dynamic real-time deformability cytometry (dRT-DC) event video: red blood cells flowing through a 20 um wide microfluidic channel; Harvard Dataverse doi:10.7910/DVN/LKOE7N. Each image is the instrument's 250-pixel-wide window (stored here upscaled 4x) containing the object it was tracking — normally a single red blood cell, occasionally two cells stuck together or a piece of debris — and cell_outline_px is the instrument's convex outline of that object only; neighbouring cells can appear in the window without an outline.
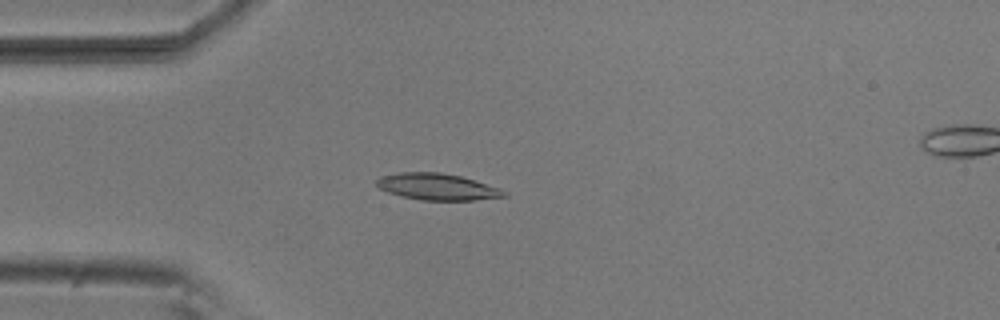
{"species": "common noctule bat (a hibernating species)", "species_latin": "Nyctalus noctula", "temperature_condition": "room temperature", "stored_images_in_passage": 4, "camera_frame_rate_fps": 3000, "um_per_image_px": 0.085, "animal": {"sex": "male", "body_mass_g": 20.5, "forearm_length_mm": 52.5}, "frame": {"image": 1, "passage_image": 3, "time_ms": 0.667, "image_size_px": [1000, 320], "cell_outline_px": [[508, 196], [472, 200], [420, 200], [400, 196], [388, 192], [380, 188], [376, 184], [376, 180], [380, 176], [396, 172], [440, 172], [460, 176], [500, 188], [508, 192]], "centroid_in_image_um": [37.15, 15.87], "position_along_channel_um": 47.9, "area_um2": 19.77}}